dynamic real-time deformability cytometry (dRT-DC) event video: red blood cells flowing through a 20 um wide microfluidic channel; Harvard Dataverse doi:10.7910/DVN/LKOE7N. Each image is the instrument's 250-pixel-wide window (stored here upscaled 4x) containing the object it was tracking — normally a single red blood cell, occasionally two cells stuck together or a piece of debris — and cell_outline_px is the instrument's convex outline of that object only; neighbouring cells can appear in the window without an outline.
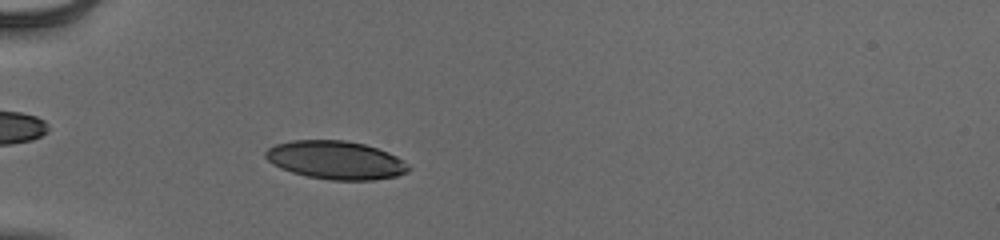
{"species": "human", "species_latin": "Homo sapiens", "temperature_condition": "cold", "stored_images_in_passage": 51, "camera_frame_rate_fps": 3000, "um_per_image_px": 0.085, "donor": {"sex": "male"}, "frame": {"image": 1, "passage_image": 15, "time_ms": 4.667, "image_size_px": [1000, 240], "cell_outline_px": [[412, 168], [408, 172], [396, 176], [372, 180], [328, 180], [308, 176], [292, 172], [280, 168], [272, 164], [264, 156], [264, 152], [268, 148], [276, 144], [292, 140], [344, 140], [364, 144], [388, 152], [396, 156], [408, 164]], "centroid_in_image_um": [28.53, 13.61], "position_along_channel_um": 56.5, "area_um2": 31.96}}
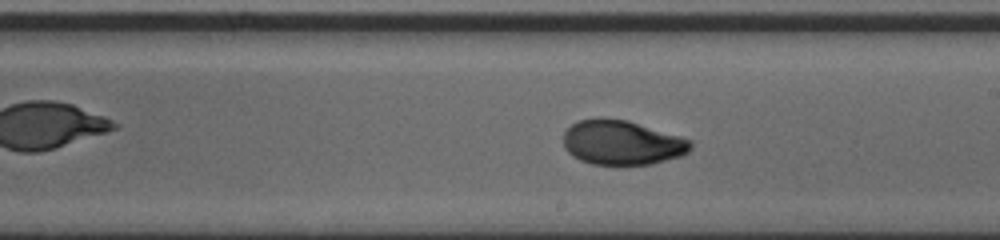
{"frame": {"image": 2, "passage_image": 30, "time_ms": 9.667, "image_size_px": [1000, 240], "cell_outline_px": [[692, 148], [688, 152], [680, 156], [652, 164], [592, 164], [580, 160], [572, 156], [564, 148], [564, 132], [572, 124], [580, 120], [628, 120], [680, 136], [692, 140]], "centroid_in_image_um": [52.9, 12.14], "position_along_channel_um": 236.1, "area_um2": 32.54}}
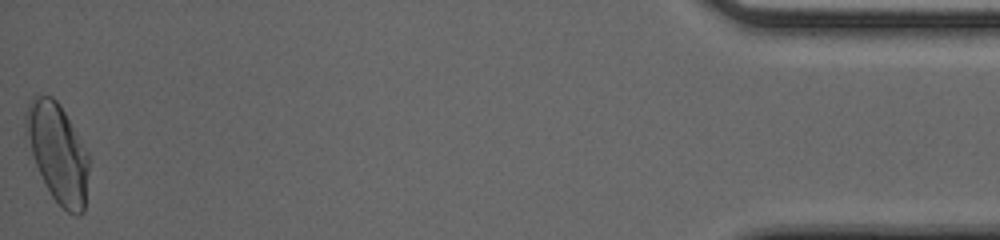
{"frame": {"image": 3, "passage_image": 51, "time_ms": 16.667, "image_size_px": [1000, 240], "cell_outline_px": [[88, 172], [84, 212], [80, 216], [76, 216], [68, 212], [52, 196], [36, 164], [24, 136], [24, 112], [32, 96], [52, 96], [60, 104], [88, 152]], "centroid_in_image_um": [4.88, 12.95], "position_along_channel_um": 430.3, "area_um2": 36.18}, "authors_computed_cell_mechanics": {"area_um2": 32.5414, "velocity_mm_per_s": 3.9325, "shape_relaxation_time_tau1_ms": 5.4075, "shape_relaxation_time_tau2_ms": 1.0078, "deformation_change_tau1": 0.1737, "deformation_change_tau2": 0.0457}}